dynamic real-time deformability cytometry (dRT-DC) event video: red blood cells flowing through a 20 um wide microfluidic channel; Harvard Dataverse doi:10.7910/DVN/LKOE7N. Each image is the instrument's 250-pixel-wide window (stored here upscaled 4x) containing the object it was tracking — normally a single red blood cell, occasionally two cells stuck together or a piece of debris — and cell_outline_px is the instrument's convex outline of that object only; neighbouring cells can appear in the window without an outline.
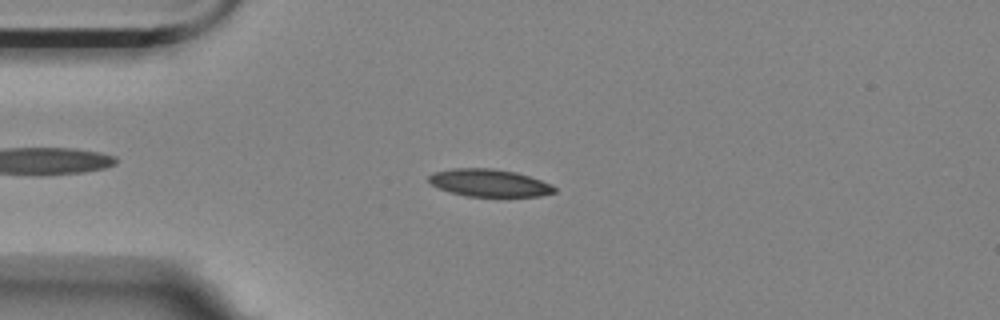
{"species": "Egyptian fruit bat (a non-hibernating species)", "species_latin": "Rousettus aegyptiacus", "temperature_condition": "room temperature", "stored_images_in_passage": 48, "camera_frame_rate_fps": 3000, "um_per_image_px": 0.085, "animal": {"sex": "female"}, "frame": {"image": 1, "passage_image": 5, "time_ms": 1.333, "image_size_px": [1000, 320], "cell_outline_px": [[556, 192], [540, 196], [468, 196], [452, 192], [440, 188], [432, 184], [428, 180], [428, 176], [432, 172], [452, 168], [492, 168], [516, 172], [552, 184], [556, 188]], "centroid_in_image_um": [41.59, 15.53], "position_along_channel_um": 43.4, "area_um2": 20.0}}
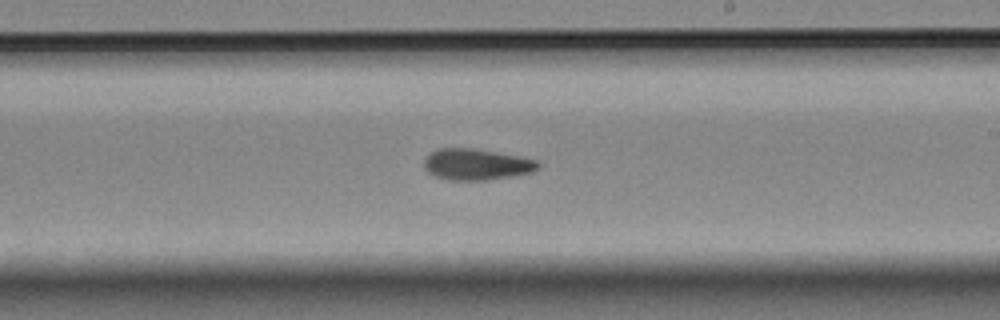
{"frame": {"image": 2, "passage_image": 24, "time_ms": 7.667, "image_size_px": [1000, 320], "cell_outline_px": [[540, 164], [532, 172], [488, 180], [448, 180], [436, 176], [428, 172], [424, 168], [424, 160], [432, 152], [440, 148], [472, 148], [520, 156], [536, 160]], "centroid_in_image_um": [40.48, 13.97], "position_along_channel_um": 248.5, "area_um2": 20.52}}
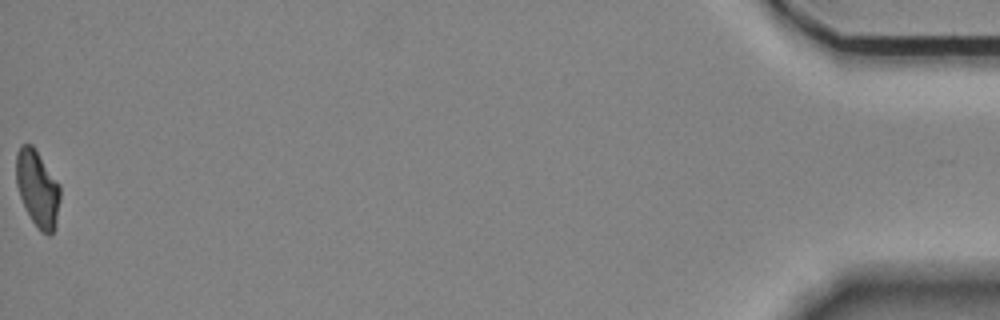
{"frame": {"image": 3, "passage_image": 48, "time_ms": 15.667, "image_size_px": [1000, 320], "cell_outline_px": [[60, 200], [56, 228], [48, 236], [40, 232], [32, 220], [20, 196], [16, 184], [16, 152], [20, 144], [32, 144], [60, 184]], "centroid_in_image_um": [3.2, 16.03], "position_along_channel_um": 432.0, "area_um2": 19.77}, "authors_computed_cell_mechanics": {"area_um2": 20.2589, "velocity_mm_per_s": 3.5226, "shape_relaxation_time_tau1_ms": null, "shape_relaxation_time_tau2_ms": 6.7945, "deformation_change_tau1": null, "deformation_change_tau2": 0.1365}}